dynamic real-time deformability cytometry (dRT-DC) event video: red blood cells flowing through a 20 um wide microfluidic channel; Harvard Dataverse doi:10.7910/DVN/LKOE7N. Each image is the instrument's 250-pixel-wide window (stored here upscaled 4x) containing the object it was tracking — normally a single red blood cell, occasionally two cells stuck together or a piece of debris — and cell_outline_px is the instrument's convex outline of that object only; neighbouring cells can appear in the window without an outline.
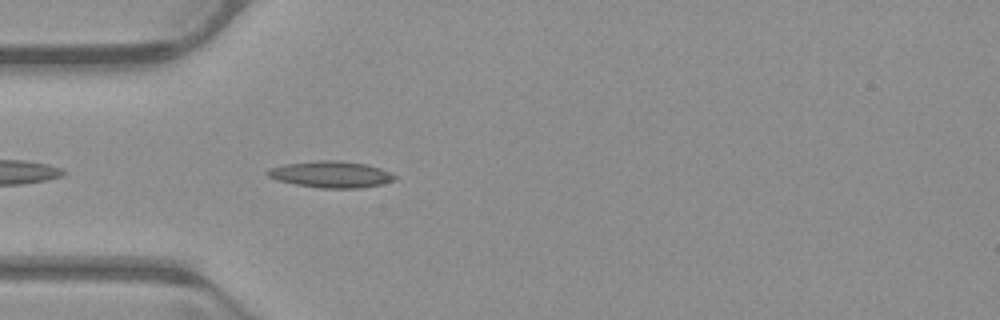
{"species": "common noctule bat (a hibernating species)", "species_latin": "Nyctalus noctula", "temperature_condition": "warm", "stored_images_in_passage": 16, "camera_frame_rate_fps": 3000, "um_per_image_px": 0.085, "animal": {"sex": "male", "body_mass_g": 23.1, "forearm_length_mm": 52.7}, "frame": {"image": 1, "passage_image": 3, "time_ms": 0.667, "image_size_px": [1000, 320], "cell_outline_px": [[396, 180], [380, 184], [360, 188], [320, 188], [296, 184], [276, 180], [268, 176], [264, 172], [268, 168], [284, 164], [316, 160], [340, 160], [364, 164], [380, 168], [396, 176]], "centroid_in_image_um": [28.08, 14.81], "position_along_channel_um": 56.9, "area_um2": 19.65}}
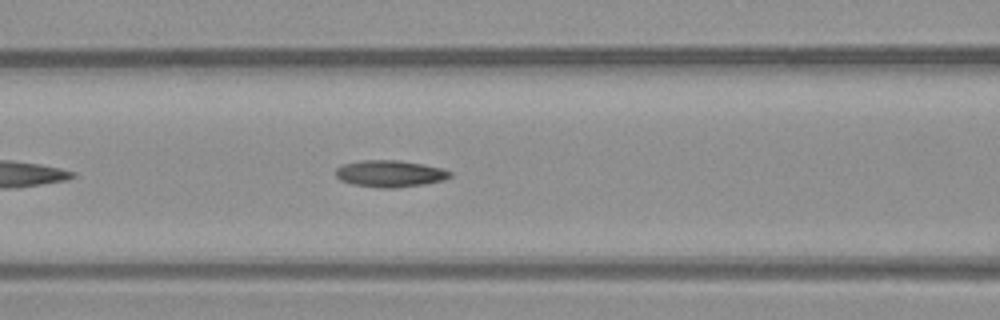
{"frame": {"image": 2, "passage_image": 9, "time_ms": 2.667, "image_size_px": [1000, 320], "cell_outline_px": [[452, 176], [444, 180], [424, 184], [396, 188], [380, 188], [352, 184], [340, 180], [336, 176], [336, 168], [344, 164], [360, 160], [400, 160], [424, 164], [444, 168], [452, 172]], "centroid_in_image_um": [33.18, 14.76], "position_along_channel_um": 133.4, "area_um2": 18.03}}
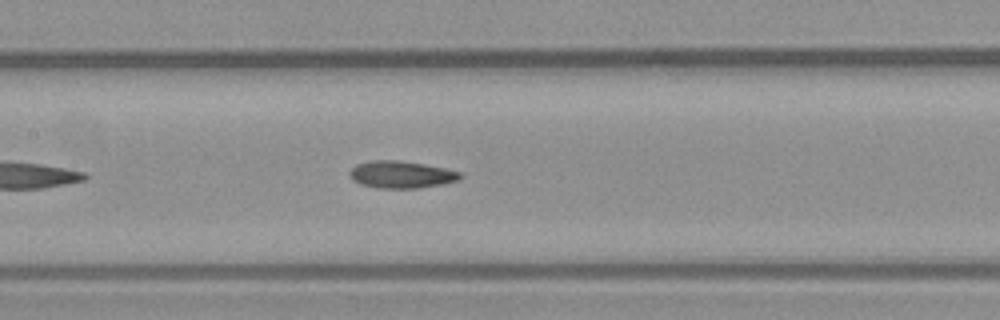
{"frame": {"image": 3, "passage_image": 12, "time_ms": 3.667, "image_size_px": [1000, 320], "cell_outline_px": [[464, 176], [460, 180], [444, 184], [420, 188], [380, 188], [360, 184], [352, 180], [348, 172], [356, 164], [372, 160], [396, 160], [424, 164], [444, 168], [460, 172]], "centroid_in_image_um": [34.12, 14.84], "position_along_channel_um": 173.3, "area_um2": 17.63}}